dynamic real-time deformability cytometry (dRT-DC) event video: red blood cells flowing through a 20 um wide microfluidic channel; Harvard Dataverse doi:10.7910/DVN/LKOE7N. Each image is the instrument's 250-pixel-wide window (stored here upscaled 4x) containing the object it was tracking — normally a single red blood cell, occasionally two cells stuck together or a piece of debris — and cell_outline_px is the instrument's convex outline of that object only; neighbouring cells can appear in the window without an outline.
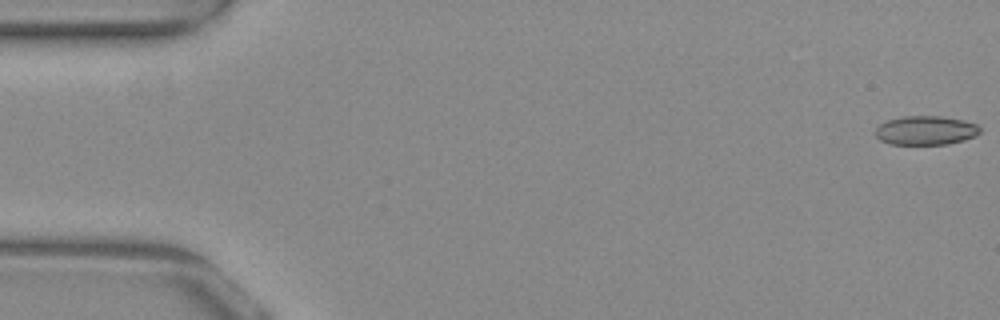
{"species": "common noctule bat (a hibernating species)", "species_latin": "Nyctalus noctula", "temperature_condition": "warm", "stored_images_in_passage": 53, "camera_frame_rate_fps": 3000, "um_per_image_px": 0.085, "animal": {"sex": "female", "body_mass_g": 29.2, "forearm_length_mm": 56.3}, "frame": {"image": 1, "passage_image": 1, "time_ms": 0.0, "image_size_px": [1000, 320], "cell_outline_px": [[980, 132], [976, 136], [964, 140], [948, 144], [892, 144], [880, 140], [876, 136], [876, 128], [880, 124], [888, 120], [904, 116], [940, 116], [964, 120], [976, 124], [980, 128]], "centroid_in_image_um": [78.71, 11.08], "position_along_channel_um": 6.3, "area_um2": 17.63}}
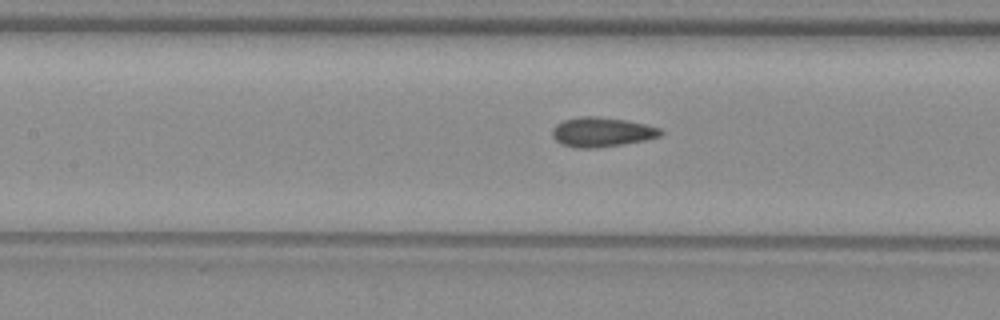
{"frame": {"image": 2, "passage_image": 24, "time_ms": 7.667, "image_size_px": [1000, 320], "cell_outline_px": [[664, 132], [660, 136], [644, 140], [624, 144], [596, 148], [576, 148], [560, 144], [552, 136], [552, 128], [556, 124], [564, 120], [580, 116], [596, 116], [624, 120], [644, 124], [660, 128]], "centroid_in_image_um": [51.12, 11.23], "position_along_channel_um": 156.3, "area_um2": 18.67}}
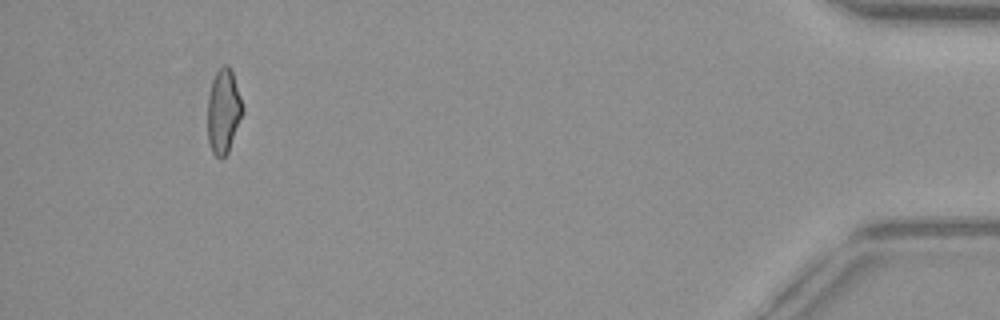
{"frame": {"image": 3, "passage_image": 50, "time_ms": 16.333, "image_size_px": [1000, 320], "cell_outline_px": [[244, 112], [228, 152], [220, 160], [212, 152], [208, 140], [208, 96], [212, 80], [216, 72], [224, 64], [228, 64], [232, 72], [244, 108]], "centroid_in_image_um": [19.0, 9.47], "position_along_channel_um": 416.2, "area_um2": 17.22}, "authors_computed_cell_mechanics": {"area_um2": 17.918, "velocity_mm_per_s": 3.8942, "shape_relaxation_time_tau1_ms": null, "shape_relaxation_time_tau2_ms": 2.1786, "deformation_change_tau1": null, "deformation_change_tau2": 0.0768}}